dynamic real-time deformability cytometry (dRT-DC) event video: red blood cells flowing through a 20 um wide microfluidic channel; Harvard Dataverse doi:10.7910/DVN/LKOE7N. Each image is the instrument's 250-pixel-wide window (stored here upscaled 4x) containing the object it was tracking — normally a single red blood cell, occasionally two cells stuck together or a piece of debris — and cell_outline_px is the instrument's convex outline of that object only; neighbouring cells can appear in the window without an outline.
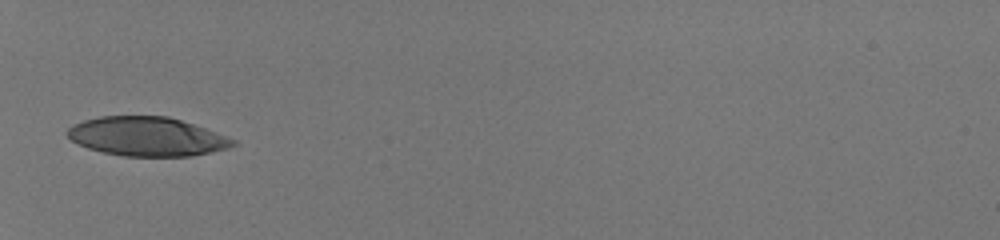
{"species": "human", "species_latin": "Homo sapiens", "temperature_condition": "room temperature", "stored_images_in_passage": 32, "camera_frame_rate_fps": 3000, "um_per_image_px": 0.085, "donor": {"sex": "male"}, "frame": {"image": 1, "passage_image": 1, "time_ms": 0.0, "image_size_px": [1000, 240], "cell_outline_px": [[236, 144], [228, 148], [192, 156], [124, 156], [104, 152], [88, 148], [72, 140], [64, 132], [72, 124], [84, 120], [100, 116], [168, 116], [216, 132], [236, 140]], "centroid_in_image_um": [12.47, 11.6], "position_along_channel_um": 72.5, "area_um2": 37.45}}
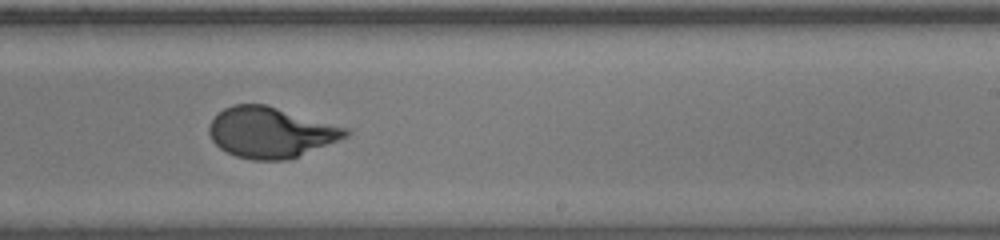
{"frame": {"image": 2, "passage_image": 16, "time_ms": 5.0, "image_size_px": [1000, 240], "cell_outline_px": [[352, 132], [348, 136], [288, 160], [252, 160], [236, 156], [220, 148], [212, 140], [208, 132], [208, 128], [212, 120], [224, 108], [232, 104], [264, 104], [352, 128]], "centroid_in_image_um": [23.04, 11.25], "position_along_channel_um": 266.0, "area_um2": 40.34}}
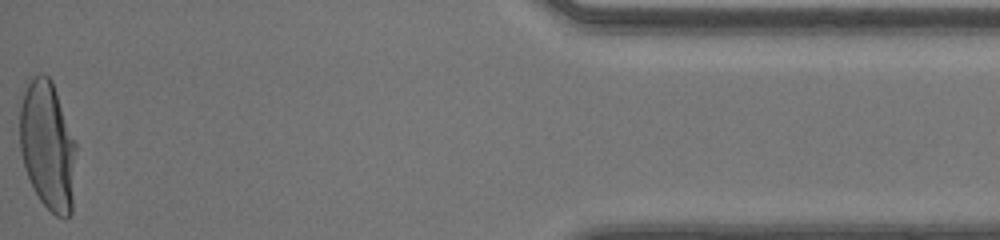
{"frame": {"image": 3, "passage_image": 32, "time_ms": 10.333, "image_size_px": [1000, 240], "cell_outline_px": [[76, 152], [72, 212], [64, 220], [56, 216], [40, 200], [24, 168], [20, 152], [20, 104], [28, 76], [40, 72], [48, 76], [52, 80], [76, 140]], "centroid_in_image_um": [4.05, 12.33], "position_along_channel_um": 431.1, "area_um2": 43.06}, "authors_computed_cell_mechanics": {"area_um2": 40.3155, "velocity_mm_per_s": 4.12, "shape_relaxation_time_tau1_ms": 3.101, "shape_relaxation_time_tau2_ms": null, "deformation_change_tau1": 0.1933, "deformation_change_tau2": null}}